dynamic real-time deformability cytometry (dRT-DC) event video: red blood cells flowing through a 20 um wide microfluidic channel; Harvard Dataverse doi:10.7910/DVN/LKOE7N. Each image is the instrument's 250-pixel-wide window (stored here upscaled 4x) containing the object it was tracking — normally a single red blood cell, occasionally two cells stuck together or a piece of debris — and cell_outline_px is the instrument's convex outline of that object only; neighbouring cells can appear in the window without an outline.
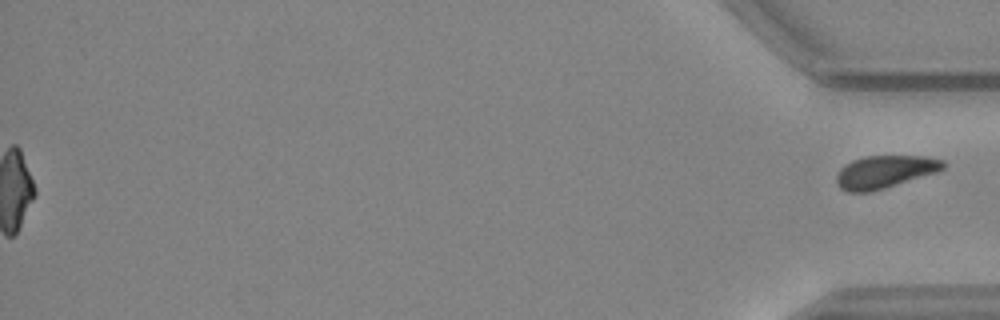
{"species": "common noctule bat (a hibernating species)", "species_latin": "Nyctalus noctula", "temperature_condition": "warm", "stored_images_in_passage": 47, "segment_of_instrument_passage": [2, 2], "camera_frame_rate_fps": 3000, "um_per_image_px": 0.085, "animal": {"sex": "female", "body_mass_g": 24.6, "forearm_length_mm": 56.2}, "frame": {"image": 1, "passage_image": 47, "time_ms": 15.333, "image_size_px": [1000, 320], "cell_outline_px": [[948, 164], [940, 172], [884, 188], [868, 192], [848, 192], [840, 188], [836, 184], [836, 176], [840, 168], [844, 164], [852, 160], [864, 156], [924, 156], [944, 160]], "centroid_in_image_um": [75.23, 14.6], "position_along_channel_um": 360.0, "area_um2": 20.63}}